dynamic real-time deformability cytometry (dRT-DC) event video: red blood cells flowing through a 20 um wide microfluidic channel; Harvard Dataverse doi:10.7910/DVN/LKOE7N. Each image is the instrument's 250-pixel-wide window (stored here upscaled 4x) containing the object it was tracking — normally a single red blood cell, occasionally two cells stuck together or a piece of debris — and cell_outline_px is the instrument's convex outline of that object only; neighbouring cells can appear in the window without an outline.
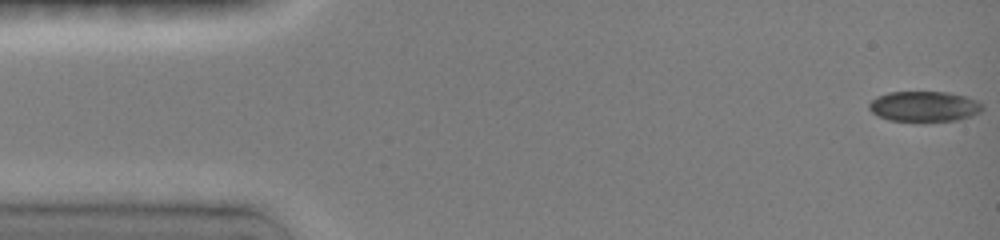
{"species": "common noctule bat (a hibernating species)", "species_latin": "Nyctalus noctula", "temperature_condition": "room temperature", "stored_images_in_passage": 8, "camera_frame_rate_fps": 3000, "um_per_image_px": 0.085, "animal": {"sex": "female", "body_mass_g": 19.0, "forearm_length_mm": 51.5}, "frame": {"image": 1, "passage_image": 1, "time_ms": 0.0, "image_size_px": [1000, 240], "cell_outline_px": [[984, 108], [980, 112], [956, 120], [888, 120], [872, 112], [868, 108], [868, 104], [876, 96], [888, 92], [948, 92], [968, 96], [984, 104]], "centroid_in_image_um": [78.57, 9.01], "position_along_channel_um": 6.4, "area_um2": 19.88}}
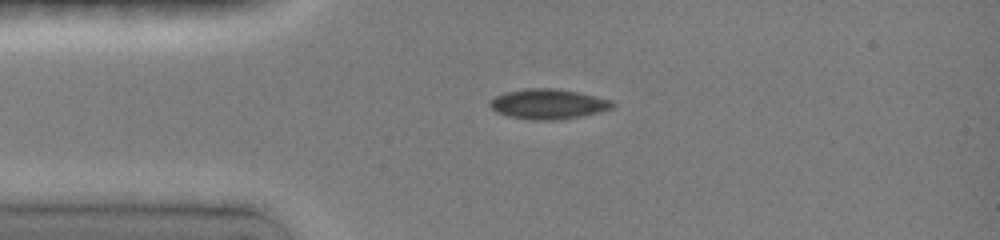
{"frame": {"image": 2, "passage_image": 4, "time_ms": 3.333, "image_size_px": [1000, 240], "cell_outline_px": [[616, 104], [612, 108], [600, 112], [560, 120], [532, 120], [508, 116], [496, 112], [488, 104], [488, 100], [504, 92], [528, 88], [556, 88], [580, 92], [612, 100]], "centroid_in_image_um": [46.6, 8.84], "position_along_channel_um": 38.4, "area_um2": 21.73}}
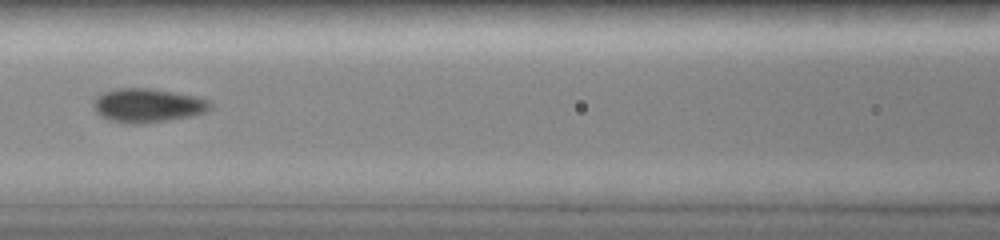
{"frame": {"image": 3, "passage_image": 7, "time_ms": 6.667, "image_size_px": [1000, 240], "cell_outline_px": [[212, 108], [204, 112], [192, 116], [144, 124], [128, 124], [108, 120], [96, 112], [92, 104], [96, 96], [104, 92], [116, 88], [148, 88], [192, 96], [208, 100], [212, 104]], "centroid_in_image_um": [12.51, 8.98], "position_along_channel_um": 154.1, "area_um2": 23.0}}